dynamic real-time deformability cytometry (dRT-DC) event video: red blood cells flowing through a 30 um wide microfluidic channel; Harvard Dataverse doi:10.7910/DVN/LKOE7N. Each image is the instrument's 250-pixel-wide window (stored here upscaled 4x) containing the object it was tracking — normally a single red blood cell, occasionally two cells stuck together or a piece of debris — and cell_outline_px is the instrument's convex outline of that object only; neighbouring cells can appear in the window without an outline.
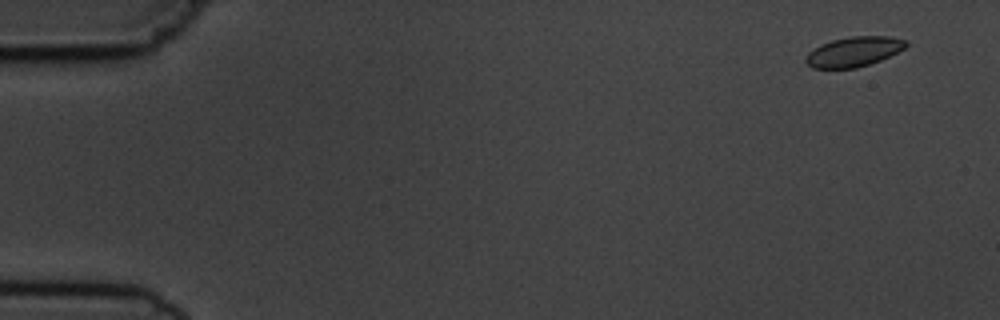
{"species": "common noctule bat (a hibernating species)", "species_latin": "Nyctalus noctula", "temperature_condition": "cold", "stored_images_in_passage": 5, "camera_frame_rate_fps": 3000, "um_per_image_px": 0.085, "animal": {"sex": "male", "body_mass_g": 19.5, "forearm_length_mm": 54.6}, "frame": {"image": 1, "passage_image": 1, "time_ms": 0.0, "image_size_px": [1000, 320], "cell_outline_px": [[908, 44], [904, 48], [880, 60], [856, 68], [812, 68], [804, 60], [808, 52], [820, 44], [832, 40], [852, 36], [888, 36], [908, 40]], "centroid_in_image_um": [72.55, 4.38], "position_along_channel_um": 12.4, "area_um2": 17.34}}
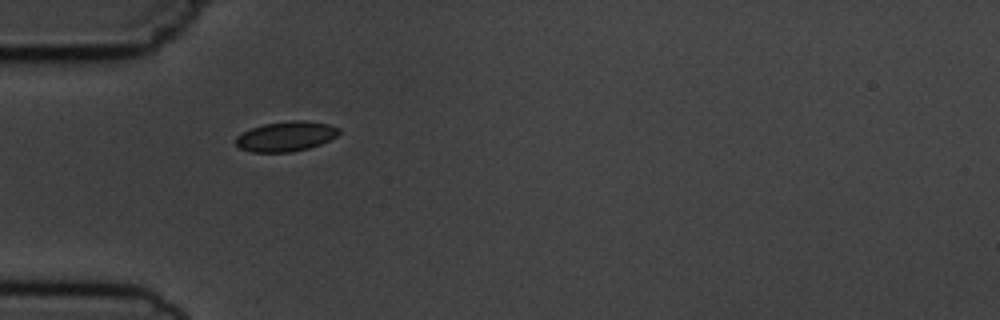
{"frame": {"image": 2, "passage_image": 5, "time_ms": 4.667, "image_size_px": [1000, 320], "cell_outline_px": [[340, 132], [336, 136], [320, 144], [308, 148], [292, 152], [252, 152], [240, 148], [232, 140], [236, 136], [252, 128], [264, 124], [292, 120], [304, 120], [328, 124], [340, 128]], "centroid_in_image_um": [24.29, 11.59], "position_along_channel_um": 60.7, "area_um2": 17.98}}